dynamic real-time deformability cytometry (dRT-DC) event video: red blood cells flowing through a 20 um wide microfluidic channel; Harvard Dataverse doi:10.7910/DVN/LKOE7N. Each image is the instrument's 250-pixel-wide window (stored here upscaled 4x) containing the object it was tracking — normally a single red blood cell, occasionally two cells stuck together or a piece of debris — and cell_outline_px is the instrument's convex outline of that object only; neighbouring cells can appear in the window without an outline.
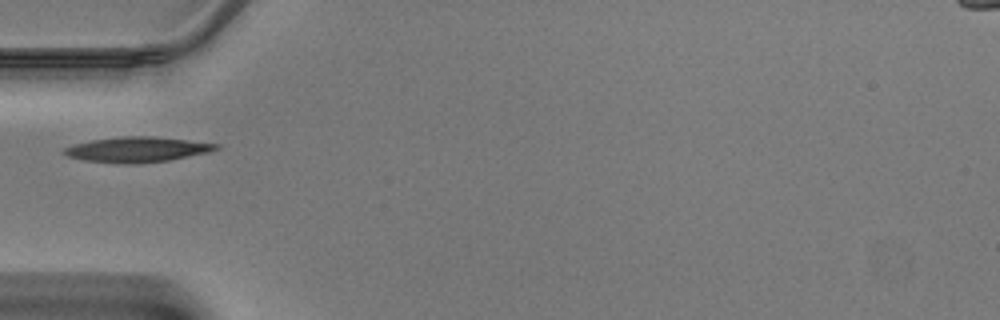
{"species": "Egyptian fruit bat (a non-hibernating species)", "species_latin": "Rousettus aegyptiacus", "temperature_condition": "warm", "stored_images_in_passage": 32, "camera_frame_rate_fps": 3000, "um_per_image_px": 0.085, "animal": {"sex": "male"}, "frame": {"image": 1, "passage_image": 1, "time_ms": 0.0, "image_size_px": [1000, 320], "cell_outline_px": [[220, 148], [208, 152], [168, 160], [136, 164], [124, 164], [84, 160], [68, 156], [60, 152], [64, 148], [76, 144], [92, 140], [120, 136], [156, 136], [220, 144]], "centroid_in_image_um": [11.66, 12.7], "position_along_channel_um": 73.3, "area_um2": 22.31}}
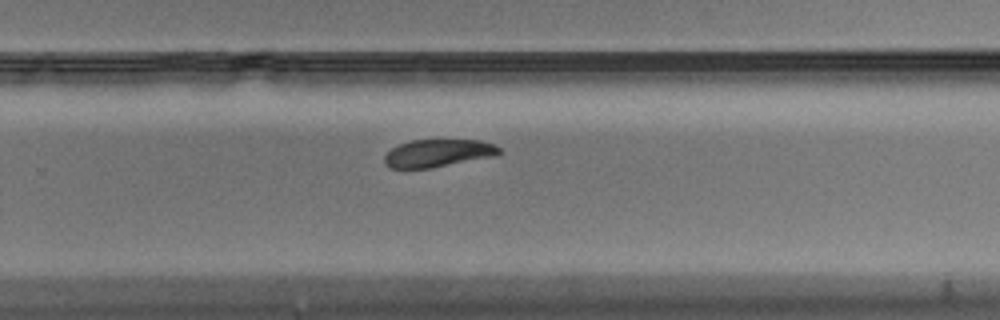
{"frame": {"image": 2, "passage_image": 16, "time_ms": 5.0, "image_size_px": [1000, 320], "cell_outline_px": [[504, 152], [496, 156], [432, 168], [388, 168], [384, 164], [384, 156], [392, 148], [400, 144], [412, 140], [480, 140], [492, 144], [500, 148]], "centroid_in_image_um": [37.25, 13.03], "position_along_channel_um": 292.5, "area_um2": 18.61}}
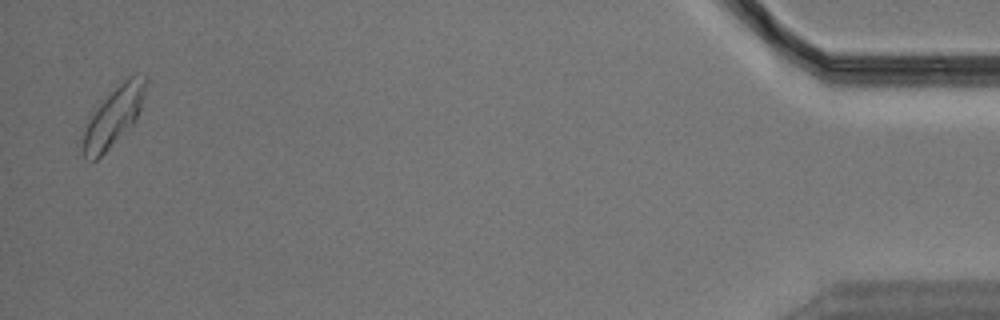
{"frame": {"image": 3, "passage_image": 31, "time_ms": 10.0, "image_size_px": [1000, 320], "cell_outline_px": [[148, 80], [144, 96], [136, 120], [96, 160], [92, 160], [84, 156], [76, 144], [92, 108], [128, 76], [136, 72], [148, 76]], "centroid_in_image_um": [9.57, 9.88], "position_along_channel_um": 425.6, "area_um2": 22.48}}